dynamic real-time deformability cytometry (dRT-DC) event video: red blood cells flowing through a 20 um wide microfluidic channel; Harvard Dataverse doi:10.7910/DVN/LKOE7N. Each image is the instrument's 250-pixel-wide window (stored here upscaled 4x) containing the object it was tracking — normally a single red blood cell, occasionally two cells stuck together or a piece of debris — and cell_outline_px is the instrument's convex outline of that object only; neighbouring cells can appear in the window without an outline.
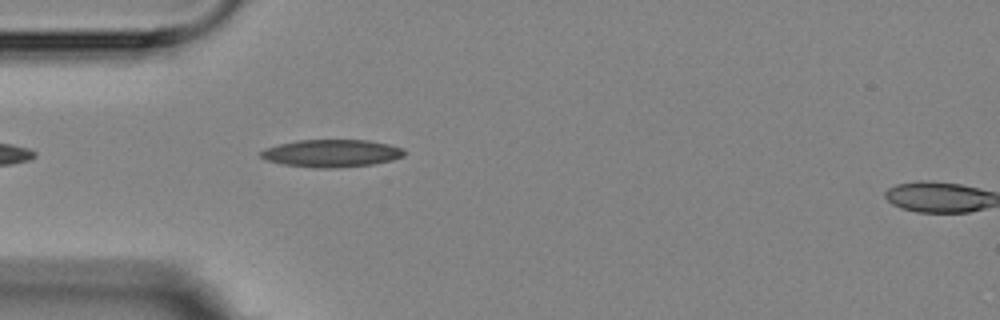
{"species": "Egyptian fruit bat (a non-hibernating species)", "species_latin": "Rousettus aegyptiacus", "temperature_condition": "room temperature", "stored_images_in_passage": 3, "segment_of_instrument_passage": [1, 2], "camera_frame_rate_fps": 3000, "um_per_image_px": 0.085, "animal": {"sex": "female"}, "frame": {"image": 1, "passage_image": 2, "time_ms": 1.333, "image_size_px": [1000, 320], "cell_outline_px": [[404, 156], [392, 160], [372, 164], [332, 168], [312, 168], [284, 164], [264, 160], [260, 156], [260, 152], [264, 148], [296, 140], [368, 140], [388, 144], [400, 148], [404, 152]], "centroid_in_image_um": [28.13, 13.03], "position_along_channel_um": 56.9, "area_um2": 22.95}}